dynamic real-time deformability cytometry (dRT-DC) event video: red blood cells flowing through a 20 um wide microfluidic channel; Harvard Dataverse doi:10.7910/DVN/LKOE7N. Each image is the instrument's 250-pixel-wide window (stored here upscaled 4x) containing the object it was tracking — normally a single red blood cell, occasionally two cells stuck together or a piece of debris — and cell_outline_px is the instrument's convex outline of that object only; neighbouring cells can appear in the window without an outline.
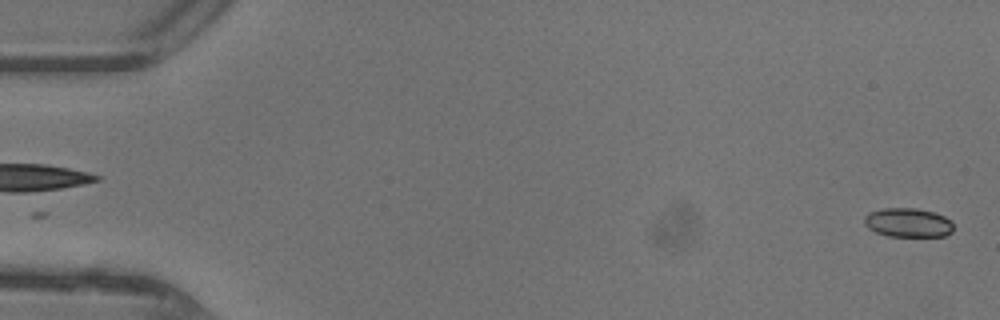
{"species": "common noctule bat (a hibernating species)", "species_latin": "Nyctalus noctula", "temperature_condition": "warm", "stored_images_in_passage": 47, "camera_frame_rate_fps": 3000, "um_per_image_px": 0.085, "animal": {"sex": "female"}, "frame": {"image": 1, "passage_image": 1, "time_ms": 0.0, "image_size_px": [1000, 320], "cell_outline_px": [[952, 232], [944, 236], [888, 236], [876, 232], [868, 228], [864, 224], [864, 216], [868, 212], [884, 208], [916, 208], [932, 212], [944, 216], [952, 220]], "centroid_in_image_um": [77.16, 18.92], "position_along_channel_um": 7.8, "area_um2": 15.14}}
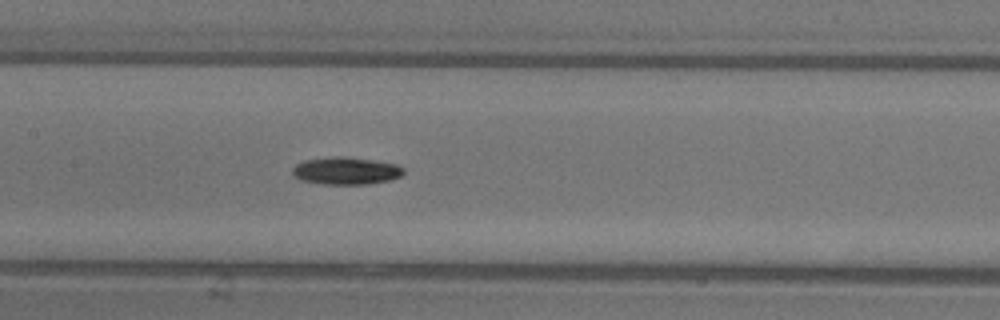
{"frame": {"image": 2, "passage_image": 23, "time_ms": 7.333, "image_size_px": [1000, 320], "cell_outline_px": [[404, 172], [400, 176], [388, 180], [368, 184], [324, 184], [300, 180], [292, 176], [292, 168], [296, 164], [304, 160], [336, 156], [344, 156], [372, 160], [396, 164], [404, 168]], "centroid_in_image_um": [29.37, 14.52], "position_along_channel_um": 178.0, "area_um2": 17.74}}
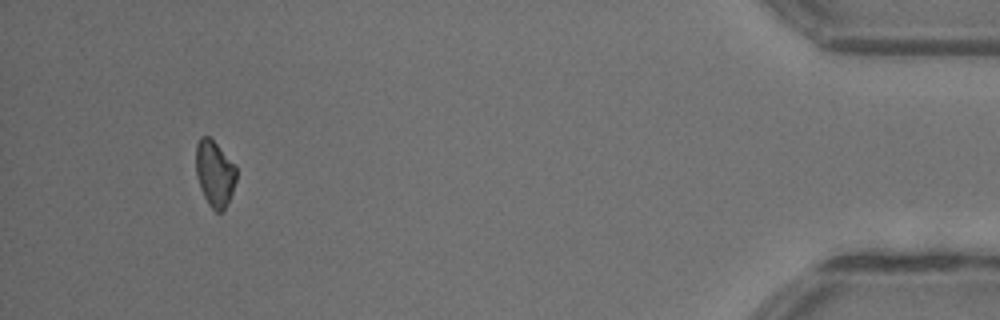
{"frame": {"image": 3, "passage_image": 44, "time_ms": 14.333, "image_size_px": [1000, 320], "cell_outline_px": [[236, 180], [232, 192], [224, 212], [216, 212], [208, 204], [200, 188], [196, 176], [196, 144], [200, 136], [208, 136], [236, 164]], "centroid_in_image_um": [18.25, 14.75], "position_along_channel_um": 417.0, "area_um2": 15.66}, "authors_computed_cell_mechanics": {"area_um2": 16.473, "velocity_mm_per_s": 4.4549, "shape_relaxation_time_tau1_ms": 2.8814, "shape_relaxation_time_tau2_ms": null, "deformation_change_tau1": 0.1105, "deformation_change_tau2": null}}